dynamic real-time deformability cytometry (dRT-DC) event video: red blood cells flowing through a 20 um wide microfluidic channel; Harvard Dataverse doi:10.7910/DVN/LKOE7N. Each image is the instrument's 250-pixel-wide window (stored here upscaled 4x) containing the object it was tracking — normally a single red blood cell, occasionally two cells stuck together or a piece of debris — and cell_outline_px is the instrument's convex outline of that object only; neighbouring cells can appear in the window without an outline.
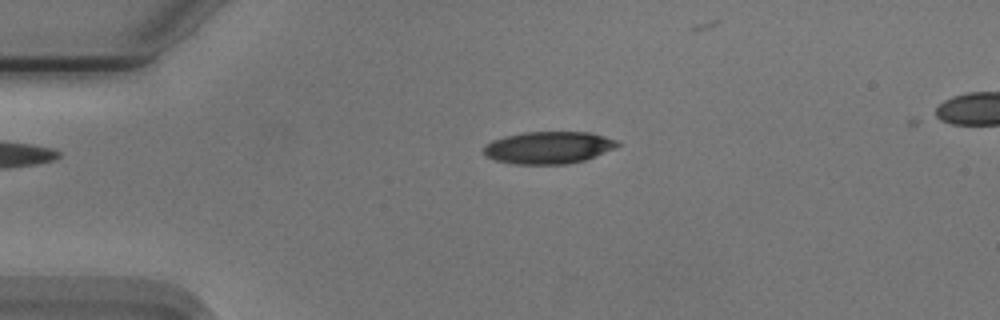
{"species": "Egyptian fruit bat (a non-hibernating species)", "species_latin": "Rousettus aegyptiacus", "temperature_condition": "cold", "stored_images_in_passage": 33, "camera_frame_rate_fps": 3000, "um_per_image_px": 0.085, "animal": {"sex": "male"}, "frame": {"image": 1, "passage_image": 1, "time_ms": 0.0, "image_size_px": [1000, 320], "cell_outline_px": [[620, 144], [616, 148], [596, 156], [584, 160], [568, 164], [512, 164], [496, 160], [484, 156], [484, 148], [492, 140], [504, 136], [520, 132], [592, 132], [620, 140]], "centroid_in_image_um": [46.66, 12.54], "position_along_channel_um": 38.3, "area_um2": 25.43}}
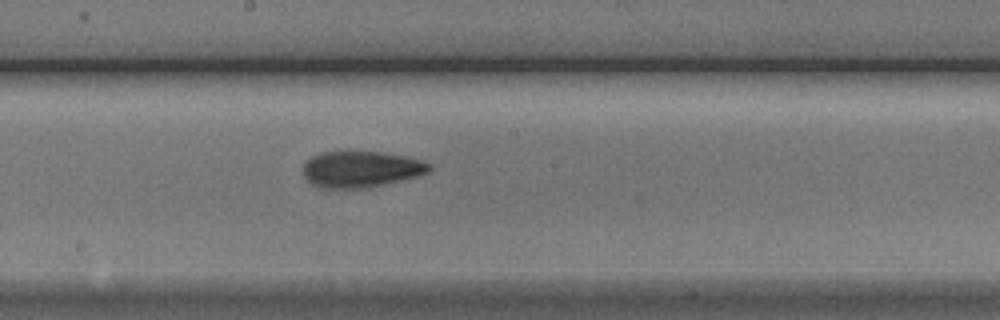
{"frame": {"image": 2, "passage_image": 18, "time_ms": 5.667, "image_size_px": [1000, 320], "cell_outline_px": [[432, 168], [428, 172], [420, 176], [360, 188], [320, 188], [312, 184], [304, 176], [304, 160], [320, 152], [348, 148], [352, 148], [384, 152], [404, 156], [420, 160], [432, 164]], "centroid_in_image_um": [30.64, 14.31], "position_along_channel_um": 217.6, "area_um2": 27.46}}
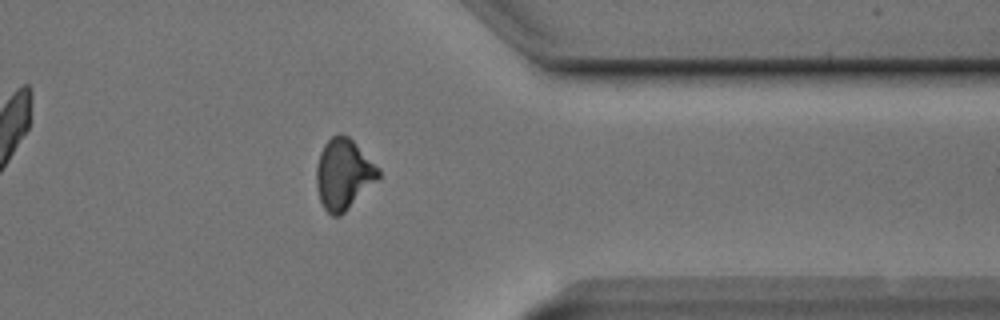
{"frame": {"image": 3, "passage_image": 32, "time_ms": 10.333, "image_size_px": [1000, 320], "cell_outline_px": [[380, 176], [340, 216], [332, 216], [324, 208], [320, 200], [316, 188], [316, 168], [320, 152], [324, 144], [336, 132], [340, 132], [348, 136], [380, 168]], "centroid_in_image_um": [29.17, 14.77], "position_along_channel_um": 382.2, "area_um2": 25.32}}